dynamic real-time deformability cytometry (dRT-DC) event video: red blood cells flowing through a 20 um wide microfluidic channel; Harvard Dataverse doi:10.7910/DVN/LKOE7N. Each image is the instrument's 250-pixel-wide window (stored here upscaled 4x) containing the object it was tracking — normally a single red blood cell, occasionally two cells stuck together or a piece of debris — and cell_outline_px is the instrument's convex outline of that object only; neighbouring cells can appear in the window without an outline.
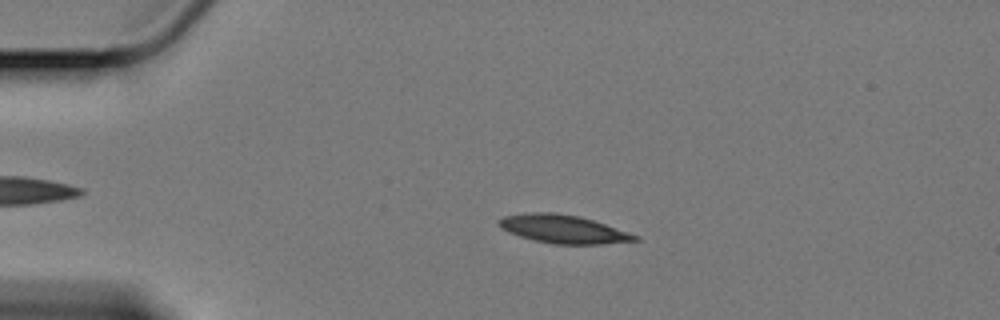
{"species": "Egyptian fruit bat (a non-hibernating species)", "species_latin": "Rousettus aegyptiacus", "temperature_condition": "cold", "stored_images_in_passage": 58, "camera_frame_rate_fps": 3000, "um_per_image_px": 0.085, "animal": {"sex": "female"}, "frame": {"image": 1, "passage_image": 12, "time_ms": 3.667, "image_size_px": [1000, 320], "cell_outline_px": [[640, 240], [604, 244], [552, 244], [532, 240], [508, 232], [500, 228], [496, 224], [496, 220], [504, 216], [532, 212], [552, 212], [580, 216], [640, 236]], "centroid_in_image_um": [47.83, 19.47], "position_along_channel_um": 37.2, "area_um2": 22.54}}
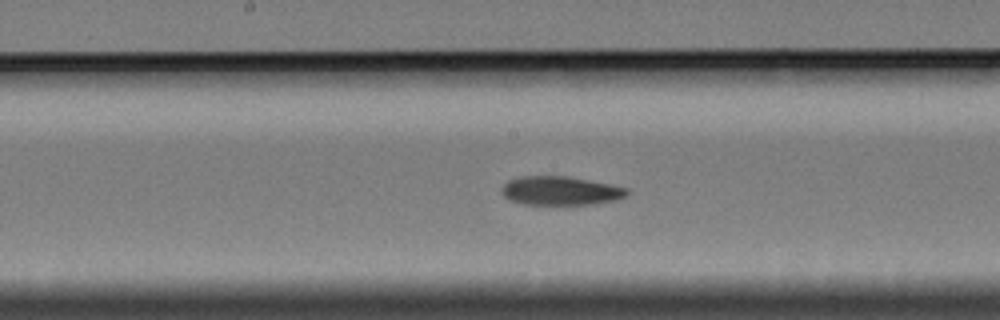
{"frame": {"image": 2, "passage_image": 30, "time_ms": 9.667, "image_size_px": [1000, 320], "cell_outline_px": [[628, 196], [620, 200], [592, 204], [524, 204], [512, 200], [504, 196], [500, 192], [500, 188], [508, 180], [520, 176], [568, 176], [612, 184], [628, 188]], "centroid_in_image_um": [47.68, 16.21], "position_along_channel_um": 200.5, "area_um2": 21.27}}
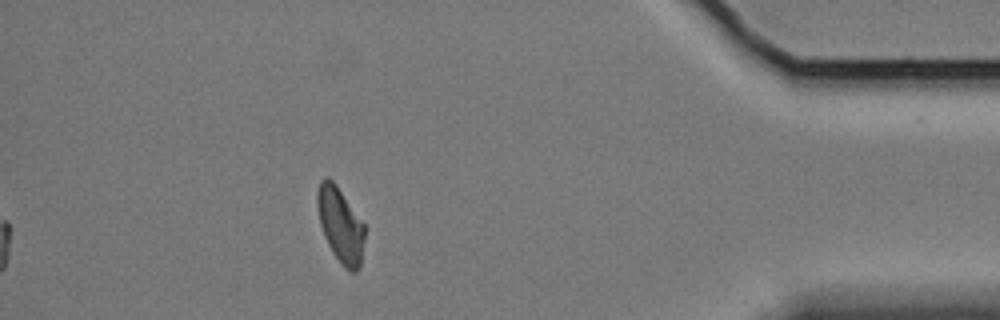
{"frame": {"image": 3, "passage_image": 52, "time_ms": 17.0, "image_size_px": [1000, 320], "cell_outline_px": [[364, 236], [360, 268], [356, 272], [348, 272], [344, 268], [332, 252], [324, 236], [320, 224], [316, 204], [316, 192], [320, 180], [324, 176], [328, 176], [336, 184], [364, 224]], "centroid_in_image_um": [28.91, 19.11], "position_along_channel_um": 406.3, "area_um2": 20.81}, "authors_computed_cell_mechanics": {"area_um2": 21.4438, "velocity_mm_per_s": 3.3773, "shape_relaxation_time_tau1_ms": 5.4275, "shape_relaxation_time_tau2_ms": 8.0381, "deformation_change_tau1": 0.162, "deformation_change_tau2": 0.1505}}